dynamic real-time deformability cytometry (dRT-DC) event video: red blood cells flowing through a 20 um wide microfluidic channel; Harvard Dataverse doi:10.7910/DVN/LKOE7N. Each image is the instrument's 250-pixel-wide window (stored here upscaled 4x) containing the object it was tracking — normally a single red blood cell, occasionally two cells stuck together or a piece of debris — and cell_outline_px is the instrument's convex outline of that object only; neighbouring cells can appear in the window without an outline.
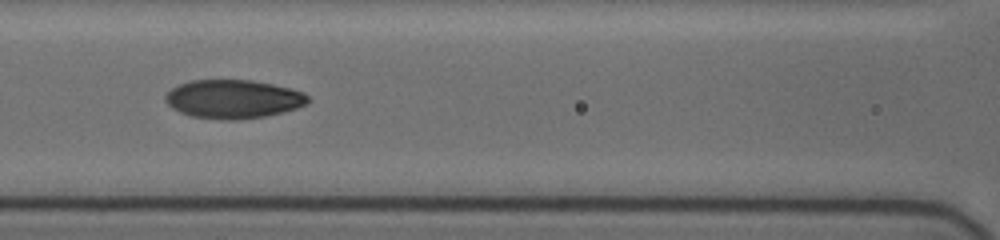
{"species": "human", "species_latin": "Homo sapiens", "temperature_condition": "cold", "stored_images_in_passage": 13, "camera_frame_rate_fps": 3000, "um_per_image_px": 0.085, "donor": {"sex": "female"}, "frame": {"image": 1, "passage_image": 12, "time_ms": 10.0, "image_size_px": [1000, 240], "cell_outline_px": [[308, 100], [304, 104], [296, 108], [264, 116], [192, 116], [180, 112], [172, 108], [164, 100], [164, 96], [176, 84], [188, 80], [252, 80], [272, 84], [304, 92], [308, 96]], "centroid_in_image_um": [19.77, 8.35], "position_along_channel_um": 146.8, "area_um2": 30.75}}